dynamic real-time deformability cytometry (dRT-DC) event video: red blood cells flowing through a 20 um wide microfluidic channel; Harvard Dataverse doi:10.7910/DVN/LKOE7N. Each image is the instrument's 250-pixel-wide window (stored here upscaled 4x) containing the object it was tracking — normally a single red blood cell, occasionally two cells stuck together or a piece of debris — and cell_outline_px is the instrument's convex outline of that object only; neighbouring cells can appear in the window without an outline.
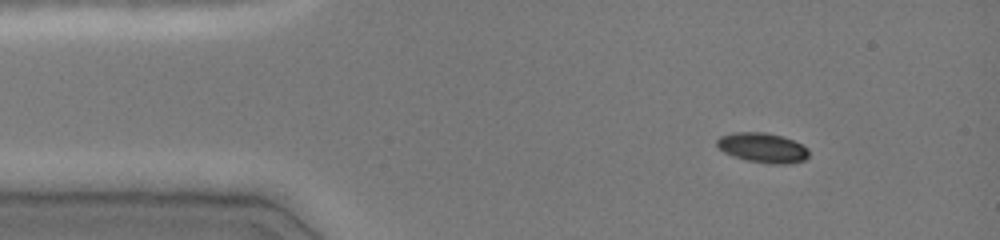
{"species": "common noctule bat (a hibernating species)", "species_latin": "Nyctalus noctula", "temperature_condition": "cold", "stored_images_in_passage": 42, "camera_frame_rate_fps": 3000, "um_per_image_px": 0.085, "animal": {"sex": "female", "body_mass_g": 19.0, "forearm_length_mm": 51.5}, "frame": {"image": 1, "passage_image": 1, "time_ms": 0.0, "image_size_px": [1000, 240], "cell_outline_px": [[808, 156], [804, 160], [788, 164], [772, 164], [748, 160], [732, 156], [724, 152], [716, 144], [716, 140], [720, 136], [732, 132], [764, 132], [780, 136], [792, 140], [808, 148]], "centroid_in_image_um": [64.8, 12.55], "position_along_channel_um": 20.2, "area_um2": 15.84}}
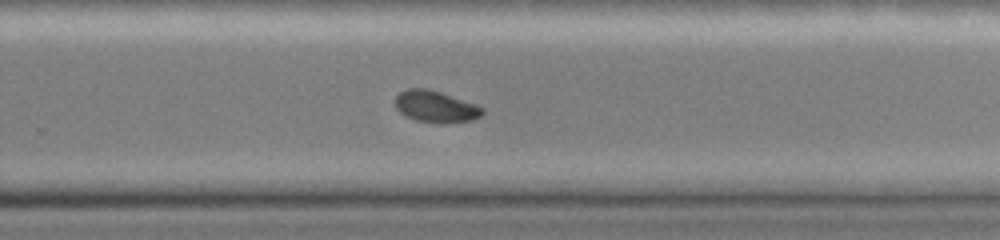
{"frame": {"image": 2, "passage_image": 26, "time_ms": 8.333, "image_size_px": [1000, 240], "cell_outline_px": [[484, 112], [480, 116], [472, 120], [416, 120], [400, 112], [396, 108], [396, 96], [400, 92], [408, 88], [428, 88], [476, 104], [484, 108]], "centroid_in_image_um": [37.01, 8.99], "position_along_channel_um": 292.8, "area_um2": 15.2}}
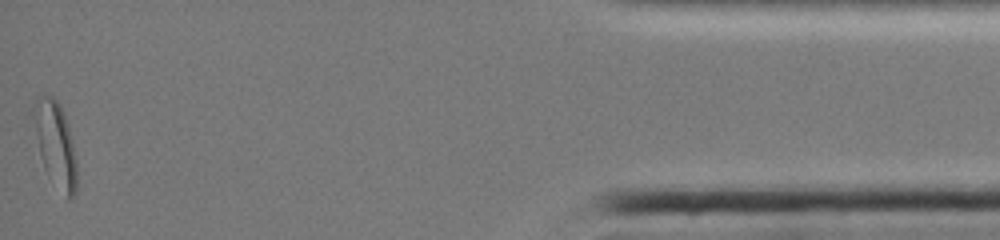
{"frame": {"image": 3, "passage_image": 42, "time_ms": 13.667, "image_size_px": [1000, 240], "cell_outline_px": [[76, 192], [72, 200], [48, 176], [44, 168], [40, 156], [36, 136], [32, 108], [36, 100], [44, 92], [52, 96], [60, 104], [64, 112], [68, 124], [72, 140], [76, 160]], "centroid_in_image_um": [4.7, 12.18], "position_along_channel_um": 430.5, "area_um2": 21.21}, "authors_computed_cell_mechanics": {"area_um2": 16.6464, "velocity_mm_per_s": 4.0468, "shape_relaxation_time_tau1_ms": 9.8429, "shape_relaxation_time_tau2_ms": 4.3312, "deformation_change_tau1": 0.2229, "deformation_change_tau2": 0.0732}}